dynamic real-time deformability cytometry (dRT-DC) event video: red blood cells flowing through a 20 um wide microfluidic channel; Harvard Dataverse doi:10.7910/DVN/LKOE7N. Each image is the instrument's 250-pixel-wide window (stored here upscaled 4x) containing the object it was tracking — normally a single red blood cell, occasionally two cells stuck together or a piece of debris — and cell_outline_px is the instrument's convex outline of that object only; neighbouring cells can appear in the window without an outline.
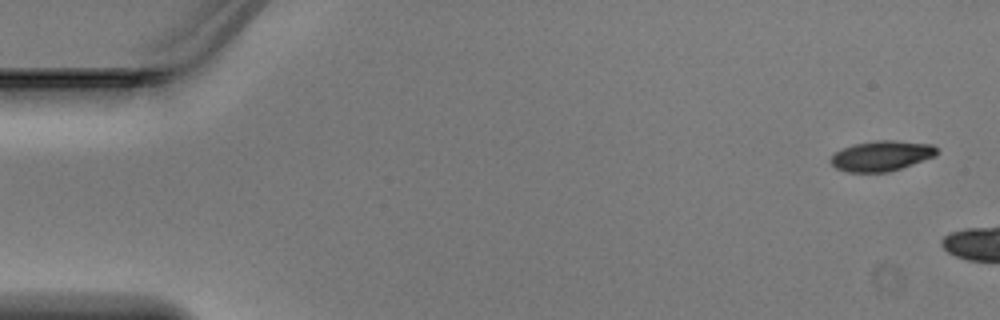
{"species": "Egyptian fruit bat (a non-hibernating species)", "species_latin": "Rousettus aegyptiacus", "temperature_condition": "warm", "stored_images_in_passage": 3, "camera_frame_rate_fps": 3000, "um_per_image_px": 0.085, "animal": {"sex": "male"}, "frame": {"image": 1, "passage_image": 1, "time_ms": 0.0, "image_size_px": [1000, 320], "cell_outline_px": [[936, 156], [888, 172], [848, 172], [836, 168], [828, 160], [836, 152], [852, 144], [876, 140], [896, 140], [932, 144], [936, 148]], "centroid_in_image_um": [74.91, 13.24], "position_along_channel_um": 10.1, "area_um2": 18.67}}